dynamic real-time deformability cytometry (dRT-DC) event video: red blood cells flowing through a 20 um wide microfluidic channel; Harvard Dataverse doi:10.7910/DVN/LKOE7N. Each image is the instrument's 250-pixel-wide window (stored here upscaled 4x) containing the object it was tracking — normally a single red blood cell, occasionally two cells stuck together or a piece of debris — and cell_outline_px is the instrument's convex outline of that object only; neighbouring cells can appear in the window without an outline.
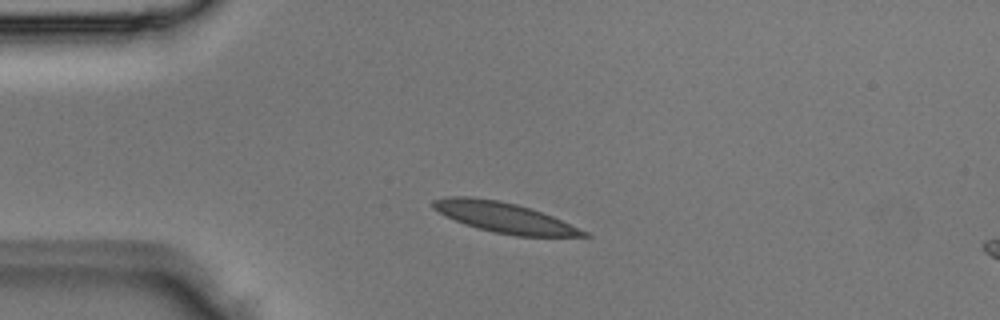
{"species": "Egyptian fruit bat (a non-hibernating species)", "species_latin": "Rousettus aegyptiacus", "temperature_condition": "room temperature", "stored_images_in_passage": 1, "camera_frame_rate_fps": 3000, "um_per_image_px": 0.085, "animal": {"sex": "male"}, "frame": {"image": 1, "passage_image": 1, "time_ms": 0.0, "image_size_px": [1000, 320], "cell_outline_px": [[592, 236], [516, 236], [496, 232], [464, 224], [432, 208], [432, 200], [448, 196], [468, 196], [500, 200], [516, 204], [552, 216], [588, 232]], "centroid_in_image_um": [42.84, 18.47], "position_along_channel_um": 42.2, "area_um2": 26.07}}